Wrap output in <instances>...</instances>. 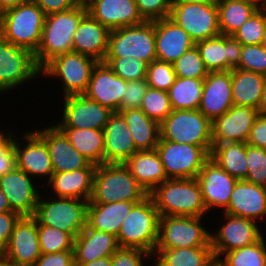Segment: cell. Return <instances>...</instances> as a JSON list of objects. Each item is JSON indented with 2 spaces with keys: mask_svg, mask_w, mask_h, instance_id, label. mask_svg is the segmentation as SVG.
<instances>
[{
  "mask_svg": "<svg viewBox=\"0 0 266 266\" xmlns=\"http://www.w3.org/2000/svg\"><path fill=\"white\" fill-rule=\"evenodd\" d=\"M168 179L197 178L210 153L202 146L159 140L156 146Z\"/></svg>",
  "mask_w": 266,
  "mask_h": 266,
  "instance_id": "cell-10",
  "label": "cell"
},
{
  "mask_svg": "<svg viewBox=\"0 0 266 266\" xmlns=\"http://www.w3.org/2000/svg\"><path fill=\"white\" fill-rule=\"evenodd\" d=\"M239 65L236 68L266 75V49L261 45H242Z\"/></svg>",
  "mask_w": 266,
  "mask_h": 266,
  "instance_id": "cell-49",
  "label": "cell"
},
{
  "mask_svg": "<svg viewBox=\"0 0 266 266\" xmlns=\"http://www.w3.org/2000/svg\"><path fill=\"white\" fill-rule=\"evenodd\" d=\"M34 133L46 144L51 158L53 173L97 167L71 145L68 138L56 125L44 130H37V132L34 131Z\"/></svg>",
  "mask_w": 266,
  "mask_h": 266,
  "instance_id": "cell-16",
  "label": "cell"
},
{
  "mask_svg": "<svg viewBox=\"0 0 266 266\" xmlns=\"http://www.w3.org/2000/svg\"><path fill=\"white\" fill-rule=\"evenodd\" d=\"M119 248L117 236L86 225L74 239V263H88L112 256Z\"/></svg>",
  "mask_w": 266,
  "mask_h": 266,
  "instance_id": "cell-30",
  "label": "cell"
},
{
  "mask_svg": "<svg viewBox=\"0 0 266 266\" xmlns=\"http://www.w3.org/2000/svg\"><path fill=\"white\" fill-rule=\"evenodd\" d=\"M259 114L257 109L233 105L222 116L216 117L211 122L212 144L246 143L254 121Z\"/></svg>",
  "mask_w": 266,
  "mask_h": 266,
  "instance_id": "cell-18",
  "label": "cell"
},
{
  "mask_svg": "<svg viewBox=\"0 0 266 266\" xmlns=\"http://www.w3.org/2000/svg\"><path fill=\"white\" fill-rule=\"evenodd\" d=\"M172 64L176 77L204 79L209 73L196 45L188 49Z\"/></svg>",
  "mask_w": 266,
  "mask_h": 266,
  "instance_id": "cell-46",
  "label": "cell"
},
{
  "mask_svg": "<svg viewBox=\"0 0 266 266\" xmlns=\"http://www.w3.org/2000/svg\"><path fill=\"white\" fill-rule=\"evenodd\" d=\"M11 210V206L9 204L8 198L6 197V195L2 192L1 188H0V213L3 212H10Z\"/></svg>",
  "mask_w": 266,
  "mask_h": 266,
  "instance_id": "cell-60",
  "label": "cell"
},
{
  "mask_svg": "<svg viewBox=\"0 0 266 266\" xmlns=\"http://www.w3.org/2000/svg\"><path fill=\"white\" fill-rule=\"evenodd\" d=\"M148 87L146 79L127 81L120 110L140 108Z\"/></svg>",
  "mask_w": 266,
  "mask_h": 266,
  "instance_id": "cell-51",
  "label": "cell"
},
{
  "mask_svg": "<svg viewBox=\"0 0 266 266\" xmlns=\"http://www.w3.org/2000/svg\"><path fill=\"white\" fill-rule=\"evenodd\" d=\"M265 76L234 68L231 70L232 100L236 106H245L259 111Z\"/></svg>",
  "mask_w": 266,
  "mask_h": 266,
  "instance_id": "cell-34",
  "label": "cell"
},
{
  "mask_svg": "<svg viewBox=\"0 0 266 266\" xmlns=\"http://www.w3.org/2000/svg\"><path fill=\"white\" fill-rule=\"evenodd\" d=\"M195 45L209 72L229 71L239 65L242 44L232 35H219Z\"/></svg>",
  "mask_w": 266,
  "mask_h": 266,
  "instance_id": "cell-23",
  "label": "cell"
},
{
  "mask_svg": "<svg viewBox=\"0 0 266 266\" xmlns=\"http://www.w3.org/2000/svg\"><path fill=\"white\" fill-rule=\"evenodd\" d=\"M24 139L28 144L24 149L12 137V144L15 153V166L31 176H49L53 174L51 158L46 144L34 133L26 132Z\"/></svg>",
  "mask_w": 266,
  "mask_h": 266,
  "instance_id": "cell-28",
  "label": "cell"
},
{
  "mask_svg": "<svg viewBox=\"0 0 266 266\" xmlns=\"http://www.w3.org/2000/svg\"><path fill=\"white\" fill-rule=\"evenodd\" d=\"M104 134V163L124 164L138 150L124 118L114 112L105 127Z\"/></svg>",
  "mask_w": 266,
  "mask_h": 266,
  "instance_id": "cell-26",
  "label": "cell"
},
{
  "mask_svg": "<svg viewBox=\"0 0 266 266\" xmlns=\"http://www.w3.org/2000/svg\"><path fill=\"white\" fill-rule=\"evenodd\" d=\"M41 255L37 222L32 216H22L0 256L15 265L34 266Z\"/></svg>",
  "mask_w": 266,
  "mask_h": 266,
  "instance_id": "cell-15",
  "label": "cell"
},
{
  "mask_svg": "<svg viewBox=\"0 0 266 266\" xmlns=\"http://www.w3.org/2000/svg\"><path fill=\"white\" fill-rule=\"evenodd\" d=\"M87 8L74 7L45 16L40 46L34 58L42 69L54 57L72 52L74 33Z\"/></svg>",
  "mask_w": 266,
  "mask_h": 266,
  "instance_id": "cell-2",
  "label": "cell"
},
{
  "mask_svg": "<svg viewBox=\"0 0 266 266\" xmlns=\"http://www.w3.org/2000/svg\"><path fill=\"white\" fill-rule=\"evenodd\" d=\"M45 15L70 10L76 7L71 0H32Z\"/></svg>",
  "mask_w": 266,
  "mask_h": 266,
  "instance_id": "cell-57",
  "label": "cell"
},
{
  "mask_svg": "<svg viewBox=\"0 0 266 266\" xmlns=\"http://www.w3.org/2000/svg\"><path fill=\"white\" fill-rule=\"evenodd\" d=\"M64 98L63 120L56 125L58 128L103 130L114 113L84 94L68 95Z\"/></svg>",
  "mask_w": 266,
  "mask_h": 266,
  "instance_id": "cell-14",
  "label": "cell"
},
{
  "mask_svg": "<svg viewBox=\"0 0 266 266\" xmlns=\"http://www.w3.org/2000/svg\"><path fill=\"white\" fill-rule=\"evenodd\" d=\"M218 20L221 35H232L259 8L239 0H217Z\"/></svg>",
  "mask_w": 266,
  "mask_h": 266,
  "instance_id": "cell-39",
  "label": "cell"
},
{
  "mask_svg": "<svg viewBox=\"0 0 266 266\" xmlns=\"http://www.w3.org/2000/svg\"><path fill=\"white\" fill-rule=\"evenodd\" d=\"M96 168H81L71 172L53 173L49 185L58 197L89 201Z\"/></svg>",
  "mask_w": 266,
  "mask_h": 266,
  "instance_id": "cell-33",
  "label": "cell"
},
{
  "mask_svg": "<svg viewBox=\"0 0 266 266\" xmlns=\"http://www.w3.org/2000/svg\"><path fill=\"white\" fill-rule=\"evenodd\" d=\"M30 0H0V9L4 13L7 10L15 8L21 4L29 2Z\"/></svg>",
  "mask_w": 266,
  "mask_h": 266,
  "instance_id": "cell-58",
  "label": "cell"
},
{
  "mask_svg": "<svg viewBox=\"0 0 266 266\" xmlns=\"http://www.w3.org/2000/svg\"><path fill=\"white\" fill-rule=\"evenodd\" d=\"M87 13L110 30L144 22L135 0H92Z\"/></svg>",
  "mask_w": 266,
  "mask_h": 266,
  "instance_id": "cell-24",
  "label": "cell"
},
{
  "mask_svg": "<svg viewBox=\"0 0 266 266\" xmlns=\"http://www.w3.org/2000/svg\"><path fill=\"white\" fill-rule=\"evenodd\" d=\"M210 158L224 171L238 180H244L247 176L246 143L226 142L212 144Z\"/></svg>",
  "mask_w": 266,
  "mask_h": 266,
  "instance_id": "cell-37",
  "label": "cell"
},
{
  "mask_svg": "<svg viewBox=\"0 0 266 266\" xmlns=\"http://www.w3.org/2000/svg\"><path fill=\"white\" fill-rule=\"evenodd\" d=\"M228 266H266V245L262 237L258 242L225 253Z\"/></svg>",
  "mask_w": 266,
  "mask_h": 266,
  "instance_id": "cell-41",
  "label": "cell"
},
{
  "mask_svg": "<svg viewBox=\"0 0 266 266\" xmlns=\"http://www.w3.org/2000/svg\"><path fill=\"white\" fill-rule=\"evenodd\" d=\"M139 202L141 201L88 203L87 225L92 229L117 236L124 219Z\"/></svg>",
  "mask_w": 266,
  "mask_h": 266,
  "instance_id": "cell-32",
  "label": "cell"
},
{
  "mask_svg": "<svg viewBox=\"0 0 266 266\" xmlns=\"http://www.w3.org/2000/svg\"><path fill=\"white\" fill-rule=\"evenodd\" d=\"M146 80L150 88L168 91L176 80L173 64L157 59L152 61L148 65Z\"/></svg>",
  "mask_w": 266,
  "mask_h": 266,
  "instance_id": "cell-48",
  "label": "cell"
},
{
  "mask_svg": "<svg viewBox=\"0 0 266 266\" xmlns=\"http://www.w3.org/2000/svg\"><path fill=\"white\" fill-rule=\"evenodd\" d=\"M169 18L196 43L221 35L217 3L172 2Z\"/></svg>",
  "mask_w": 266,
  "mask_h": 266,
  "instance_id": "cell-11",
  "label": "cell"
},
{
  "mask_svg": "<svg viewBox=\"0 0 266 266\" xmlns=\"http://www.w3.org/2000/svg\"><path fill=\"white\" fill-rule=\"evenodd\" d=\"M21 217L14 211L0 213V253L8 245L14 227Z\"/></svg>",
  "mask_w": 266,
  "mask_h": 266,
  "instance_id": "cell-54",
  "label": "cell"
},
{
  "mask_svg": "<svg viewBox=\"0 0 266 266\" xmlns=\"http://www.w3.org/2000/svg\"><path fill=\"white\" fill-rule=\"evenodd\" d=\"M140 109L151 119L161 123L172 111L167 91L148 87Z\"/></svg>",
  "mask_w": 266,
  "mask_h": 266,
  "instance_id": "cell-45",
  "label": "cell"
},
{
  "mask_svg": "<svg viewBox=\"0 0 266 266\" xmlns=\"http://www.w3.org/2000/svg\"><path fill=\"white\" fill-rule=\"evenodd\" d=\"M143 255V256H142ZM152 255L137 248H119L112 256V266H144L142 258Z\"/></svg>",
  "mask_w": 266,
  "mask_h": 266,
  "instance_id": "cell-52",
  "label": "cell"
},
{
  "mask_svg": "<svg viewBox=\"0 0 266 266\" xmlns=\"http://www.w3.org/2000/svg\"><path fill=\"white\" fill-rule=\"evenodd\" d=\"M110 31L87 13L74 33L72 51L103 62L108 51Z\"/></svg>",
  "mask_w": 266,
  "mask_h": 266,
  "instance_id": "cell-27",
  "label": "cell"
},
{
  "mask_svg": "<svg viewBox=\"0 0 266 266\" xmlns=\"http://www.w3.org/2000/svg\"><path fill=\"white\" fill-rule=\"evenodd\" d=\"M259 113L266 114V75L264 79V89L262 92V99L259 105Z\"/></svg>",
  "mask_w": 266,
  "mask_h": 266,
  "instance_id": "cell-61",
  "label": "cell"
},
{
  "mask_svg": "<svg viewBox=\"0 0 266 266\" xmlns=\"http://www.w3.org/2000/svg\"><path fill=\"white\" fill-rule=\"evenodd\" d=\"M159 218V212L150 196L136 203L117 235L120 248H137L153 256L158 241Z\"/></svg>",
  "mask_w": 266,
  "mask_h": 266,
  "instance_id": "cell-5",
  "label": "cell"
},
{
  "mask_svg": "<svg viewBox=\"0 0 266 266\" xmlns=\"http://www.w3.org/2000/svg\"><path fill=\"white\" fill-rule=\"evenodd\" d=\"M196 179L200 184L207 211L217 206L225 211L238 179L224 171L211 158L204 163Z\"/></svg>",
  "mask_w": 266,
  "mask_h": 266,
  "instance_id": "cell-19",
  "label": "cell"
},
{
  "mask_svg": "<svg viewBox=\"0 0 266 266\" xmlns=\"http://www.w3.org/2000/svg\"><path fill=\"white\" fill-rule=\"evenodd\" d=\"M41 198L32 216L37 225L54 227L70 233L74 238L86 227L89 201L58 197V200L47 202Z\"/></svg>",
  "mask_w": 266,
  "mask_h": 266,
  "instance_id": "cell-7",
  "label": "cell"
},
{
  "mask_svg": "<svg viewBox=\"0 0 266 266\" xmlns=\"http://www.w3.org/2000/svg\"><path fill=\"white\" fill-rule=\"evenodd\" d=\"M76 7L87 8L92 0H71Z\"/></svg>",
  "mask_w": 266,
  "mask_h": 266,
  "instance_id": "cell-63",
  "label": "cell"
},
{
  "mask_svg": "<svg viewBox=\"0 0 266 266\" xmlns=\"http://www.w3.org/2000/svg\"><path fill=\"white\" fill-rule=\"evenodd\" d=\"M204 79L176 77L167 91L173 110H196L203 93Z\"/></svg>",
  "mask_w": 266,
  "mask_h": 266,
  "instance_id": "cell-40",
  "label": "cell"
},
{
  "mask_svg": "<svg viewBox=\"0 0 266 266\" xmlns=\"http://www.w3.org/2000/svg\"><path fill=\"white\" fill-rule=\"evenodd\" d=\"M126 85L127 81L118 77L106 63L98 62L83 94L113 112H118Z\"/></svg>",
  "mask_w": 266,
  "mask_h": 266,
  "instance_id": "cell-20",
  "label": "cell"
},
{
  "mask_svg": "<svg viewBox=\"0 0 266 266\" xmlns=\"http://www.w3.org/2000/svg\"><path fill=\"white\" fill-rule=\"evenodd\" d=\"M133 57L150 64L156 60L155 21L110 31L106 57Z\"/></svg>",
  "mask_w": 266,
  "mask_h": 266,
  "instance_id": "cell-8",
  "label": "cell"
},
{
  "mask_svg": "<svg viewBox=\"0 0 266 266\" xmlns=\"http://www.w3.org/2000/svg\"><path fill=\"white\" fill-rule=\"evenodd\" d=\"M0 266H19V265H15V264L9 263L8 261L4 260V259L0 256Z\"/></svg>",
  "mask_w": 266,
  "mask_h": 266,
  "instance_id": "cell-66",
  "label": "cell"
},
{
  "mask_svg": "<svg viewBox=\"0 0 266 266\" xmlns=\"http://www.w3.org/2000/svg\"><path fill=\"white\" fill-rule=\"evenodd\" d=\"M266 25V8H259L232 36L242 45L262 43Z\"/></svg>",
  "mask_w": 266,
  "mask_h": 266,
  "instance_id": "cell-44",
  "label": "cell"
},
{
  "mask_svg": "<svg viewBox=\"0 0 266 266\" xmlns=\"http://www.w3.org/2000/svg\"><path fill=\"white\" fill-rule=\"evenodd\" d=\"M4 136L0 132V176L9 172L15 166V153L12 144V133Z\"/></svg>",
  "mask_w": 266,
  "mask_h": 266,
  "instance_id": "cell-53",
  "label": "cell"
},
{
  "mask_svg": "<svg viewBox=\"0 0 266 266\" xmlns=\"http://www.w3.org/2000/svg\"><path fill=\"white\" fill-rule=\"evenodd\" d=\"M158 259L154 266H206L214 255L211 246L155 249Z\"/></svg>",
  "mask_w": 266,
  "mask_h": 266,
  "instance_id": "cell-38",
  "label": "cell"
},
{
  "mask_svg": "<svg viewBox=\"0 0 266 266\" xmlns=\"http://www.w3.org/2000/svg\"><path fill=\"white\" fill-rule=\"evenodd\" d=\"M135 2L144 21L168 18L173 5L172 0H135Z\"/></svg>",
  "mask_w": 266,
  "mask_h": 266,
  "instance_id": "cell-50",
  "label": "cell"
},
{
  "mask_svg": "<svg viewBox=\"0 0 266 266\" xmlns=\"http://www.w3.org/2000/svg\"><path fill=\"white\" fill-rule=\"evenodd\" d=\"M131 131L138 151L156 149L160 140V123L149 118L140 108L119 110Z\"/></svg>",
  "mask_w": 266,
  "mask_h": 266,
  "instance_id": "cell-35",
  "label": "cell"
},
{
  "mask_svg": "<svg viewBox=\"0 0 266 266\" xmlns=\"http://www.w3.org/2000/svg\"><path fill=\"white\" fill-rule=\"evenodd\" d=\"M194 45L189 34L169 17L155 21L157 60L173 63Z\"/></svg>",
  "mask_w": 266,
  "mask_h": 266,
  "instance_id": "cell-25",
  "label": "cell"
},
{
  "mask_svg": "<svg viewBox=\"0 0 266 266\" xmlns=\"http://www.w3.org/2000/svg\"><path fill=\"white\" fill-rule=\"evenodd\" d=\"M75 149L92 164L104 163L103 130L81 128H59Z\"/></svg>",
  "mask_w": 266,
  "mask_h": 266,
  "instance_id": "cell-36",
  "label": "cell"
},
{
  "mask_svg": "<svg viewBox=\"0 0 266 266\" xmlns=\"http://www.w3.org/2000/svg\"><path fill=\"white\" fill-rule=\"evenodd\" d=\"M104 63L125 81L146 79L148 63L133 57H105Z\"/></svg>",
  "mask_w": 266,
  "mask_h": 266,
  "instance_id": "cell-42",
  "label": "cell"
},
{
  "mask_svg": "<svg viewBox=\"0 0 266 266\" xmlns=\"http://www.w3.org/2000/svg\"><path fill=\"white\" fill-rule=\"evenodd\" d=\"M75 266H112L111 256L96 259L88 263H74Z\"/></svg>",
  "mask_w": 266,
  "mask_h": 266,
  "instance_id": "cell-59",
  "label": "cell"
},
{
  "mask_svg": "<svg viewBox=\"0 0 266 266\" xmlns=\"http://www.w3.org/2000/svg\"><path fill=\"white\" fill-rule=\"evenodd\" d=\"M211 121L198 109L173 110L160 123V139L204 147L212 151Z\"/></svg>",
  "mask_w": 266,
  "mask_h": 266,
  "instance_id": "cell-6",
  "label": "cell"
},
{
  "mask_svg": "<svg viewBox=\"0 0 266 266\" xmlns=\"http://www.w3.org/2000/svg\"><path fill=\"white\" fill-rule=\"evenodd\" d=\"M231 70L209 72L203 81V93L198 110L211 122L233 105Z\"/></svg>",
  "mask_w": 266,
  "mask_h": 266,
  "instance_id": "cell-21",
  "label": "cell"
},
{
  "mask_svg": "<svg viewBox=\"0 0 266 266\" xmlns=\"http://www.w3.org/2000/svg\"><path fill=\"white\" fill-rule=\"evenodd\" d=\"M2 14H3V12H2V10L0 9V18L2 17Z\"/></svg>",
  "mask_w": 266,
  "mask_h": 266,
  "instance_id": "cell-68",
  "label": "cell"
},
{
  "mask_svg": "<svg viewBox=\"0 0 266 266\" xmlns=\"http://www.w3.org/2000/svg\"><path fill=\"white\" fill-rule=\"evenodd\" d=\"M38 73L41 74V69L34 54L11 44L0 35V94L38 77Z\"/></svg>",
  "mask_w": 266,
  "mask_h": 266,
  "instance_id": "cell-13",
  "label": "cell"
},
{
  "mask_svg": "<svg viewBox=\"0 0 266 266\" xmlns=\"http://www.w3.org/2000/svg\"><path fill=\"white\" fill-rule=\"evenodd\" d=\"M124 165L148 194L168 179L156 149L137 151Z\"/></svg>",
  "mask_w": 266,
  "mask_h": 266,
  "instance_id": "cell-31",
  "label": "cell"
},
{
  "mask_svg": "<svg viewBox=\"0 0 266 266\" xmlns=\"http://www.w3.org/2000/svg\"><path fill=\"white\" fill-rule=\"evenodd\" d=\"M34 266H75L74 251L68 250L58 253L42 254Z\"/></svg>",
  "mask_w": 266,
  "mask_h": 266,
  "instance_id": "cell-55",
  "label": "cell"
},
{
  "mask_svg": "<svg viewBox=\"0 0 266 266\" xmlns=\"http://www.w3.org/2000/svg\"><path fill=\"white\" fill-rule=\"evenodd\" d=\"M148 196L124 164L97 165L89 203L142 201Z\"/></svg>",
  "mask_w": 266,
  "mask_h": 266,
  "instance_id": "cell-3",
  "label": "cell"
},
{
  "mask_svg": "<svg viewBox=\"0 0 266 266\" xmlns=\"http://www.w3.org/2000/svg\"><path fill=\"white\" fill-rule=\"evenodd\" d=\"M239 1H243V2H248V3L254 4L258 8H266V0H239Z\"/></svg>",
  "mask_w": 266,
  "mask_h": 266,
  "instance_id": "cell-65",
  "label": "cell"
},
{
  "mask_svg": "<svg viewBox=\"0 0 266 266\" xmlns=\"http://www.w3.org/2000/svg\"><path fill=\"white\" fill-rule=\"evenodd\" d=\"M247 176L244 181L266 188V149L246 143Z\"/></svg>",
  "mask_w": 266,
  "mask_h": 266,
  "instance_id": "cell-47",
  "label": "cell"
},
{
  "mask_svg": "<svg viewBox=\"0 0 266 266\" xmlns=\"http://www.w3.org/2000/svg\"><path fill=\"white\" fill-rule=\"evenodd\" d=\"M250 220L266 216V188L244 180H238L224 211Z\"/></svg>",
  "mask_w": 266,
  "mask_h": 266,
  "instance_id": "cell-29",
  "label": "cell"
},
{
  "mask_svg": "<svg viewBox=\"0 0 266 266\" xmlns=\"http://www.w3.org/2000/svg\"><path fill=\"white\" fill-rule=\"evenodd\" d=\"M224 215L227 219L226 224L217 234H211L214 255L221 257L231 250L252 245L263 237L255 221L227 213Z\"/></svg>",
  "mask_w": 266,
  "mask_h": 266,
  "instance_id": "cell-17",
  "label": "cell"
},
{
  "mask_svg": "<svg viewBox=\"0 0 266 266\" xmlns=\"http://www.w3.org/2000/svg\"><path fill=\"white\" fill-rule=\"evenodd\" d=\"M172 2H182V3H214L217 0H172Z\"/></svg>",
  "mask_w": 266,
  "mask_h": 266,
  "instance_id": "cell-64",
  "label": "cell"
},
{
  "mask_svg": "<svg viewBox=\"0 0 266 266\" xmlns=\"http://www.w3.org/2000/svg\"><path fill=\"white\" fill-rule=\"evenodd\" d=\"M45 16L42 9L30 0L2 14L0 35L11 44L35 54L41 43Z\"/></svg>",
  "mask_w": 266,
  "mask_h": 266,
  "instance_id": "cell-4",
  "label": "cell"
},
{
  "mask_svg": "<svg viewBox=\"0 0 266 266\" xmlns=\"http://www.w3.org/2000/svg\"><path fill=\"white\" fill-rule=\"evenodd\" d=\"M206 266H228L225 261L220 259V256L213 255L207 262Z\"/></svg>",
  "mask_w": 266,
  "mask_h": 266,
  "instance_id": "cell-62",
  "label": "cell"
},
{
  "mask_svg": "<svg viewBox=\"0 0 266 266\" xmlns=\"http://www.w3.org/2000/svg\"><path fill=\"white\" fill-rule=\"evenodd\" d=\"M261 45L266 49V25H265V32L263 34V40Z\"/></svg>",
  "mask_w": 266,
  "mask_h": 266,
  "instance_id": "cell-67",
  "label": "cell"
},
{
  "mask_svg": "<svg viewBox=\"0 0 266 266\" xmlns=\"http://www.w3.org/2000/svg\"><path fill=\"white\" fill-rule=\"evenodd\" d=\"M247 145L266 149V114H259L250 130Z\"/></svg>",
  "mask_w": 266,
  "mask_h": 266,
  "instance_id": "cell-56",
  "label": "cell"
},
{
  "mask_svg": "<svg viewBox=\"0 0 266 266\" xmlns=\"http://www.w3.org/2000/svg\"><path fill=\"white\" fill-rule=\"evenodd\" d=\"M38 236L42 254L73 250L74 237L54 227L38 225Z\"/></svg>",
  "mask_w": 266,
  "mask_h": 266,
  "instance_id": "cell-43",
  "label": "cell"
},
{
  "mask_svg": "<svg viewBox=\"0 0 266 266\" xmlns=\"http://www.w3.org/2000/svg\"><path fill=\"white\" fill-rule=\"evenodd\" d=\"M97 63L90 56L72 51L54 57L41 69V73L61 78L64 96L83 94Z\"/></svg>",
  "mask_w": 266,
  "mask_h": 266,
  "instance_id": "cell-12",
  "label": "cell"
},
{
  "mask_svg": "<svg viewBox=\"0 0 266 266\" xmlns=\"http://www.w3.org/2000/svg\"><path fill=\"white\" fill-rule=\"evenodd\" d=\"M149 196L160 216L203 217L207 213L196 178L167 179Z\"/></svg>",
  "mask_w": 266,
  "mask_h": 266,
  "instance_id": "cell-1",
  "label": "cell"
},
{
  "mask_svg": "<svg viewBox=\"0 0 266 266\" xmlns=\"http://www.w3.org/2000/svg\"><path fill=\"white\" fill-rule=\"evenodd\" d=\"M0 188L8 198L12 211L21 216H33L40 195L27 173L14 166L0 176Z\"/></svg>",
  "mask_w": 266,
  "mask_h": 266,
  "instance_id": "cell-22",
  "label": "cell"
},
{
  "mask_svg": "<svg viewBox=\"0 0 266 266\" xmlns=\"http://www.w3.org/2000/svg\"><path fill=\"white\" fill-rule=\"evenodd\" d=\"M201 218L160 216L155 249L211 246V233L202 227Z\"/></svg>",
  "mask_w": 266,
  "mask_h": 266,
  "instance_id": "cell-9",
  "label": "cell"
}]
</instances>
